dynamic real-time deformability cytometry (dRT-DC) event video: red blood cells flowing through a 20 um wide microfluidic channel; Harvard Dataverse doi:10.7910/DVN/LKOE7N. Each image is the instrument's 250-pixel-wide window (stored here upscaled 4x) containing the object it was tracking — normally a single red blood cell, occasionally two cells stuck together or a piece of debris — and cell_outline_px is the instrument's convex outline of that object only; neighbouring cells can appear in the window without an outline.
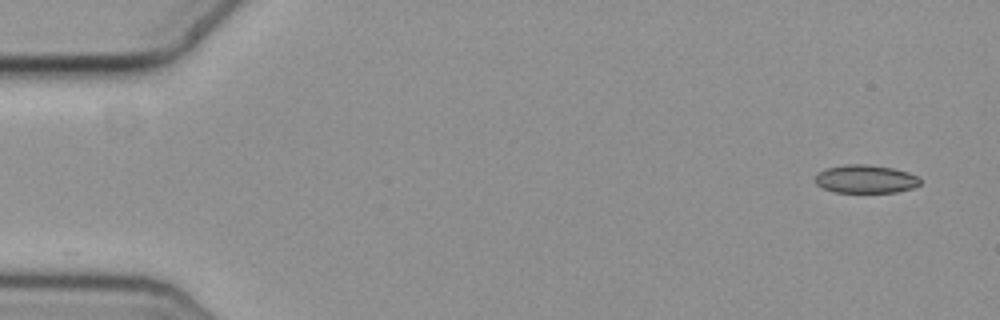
{"species": "common noctule bat (a hibernating species)", "species_latin": "Nyctalus noctula", "temperature_condition": "cold", "stored_images_in_passage": 4, "camera_frame_rate_fps": 3000, "um_per_image_px": 0.085, "animal": {"sex": "female", "body_mass_g": 19.3, "forearm_length_mm": 54.1}, "frame": {"image": 1, "passage_image": 1, "time_ms": 0.0, "image_size_px": [1000, 320], "cell_outline_px": [[920, 184], [912, 188], [896, 192], [836, 192], [824, 188], [816, 184], [816, 176], [820, 172], [828, 168], [848, 164], [868, 164], [892, 168], [908, 172], [916, 176], [920, 180]], "centroid_in_image_um": [73.6, 15.22], "position_along_channel_um": 11.4, "area_um2": 16.99}}